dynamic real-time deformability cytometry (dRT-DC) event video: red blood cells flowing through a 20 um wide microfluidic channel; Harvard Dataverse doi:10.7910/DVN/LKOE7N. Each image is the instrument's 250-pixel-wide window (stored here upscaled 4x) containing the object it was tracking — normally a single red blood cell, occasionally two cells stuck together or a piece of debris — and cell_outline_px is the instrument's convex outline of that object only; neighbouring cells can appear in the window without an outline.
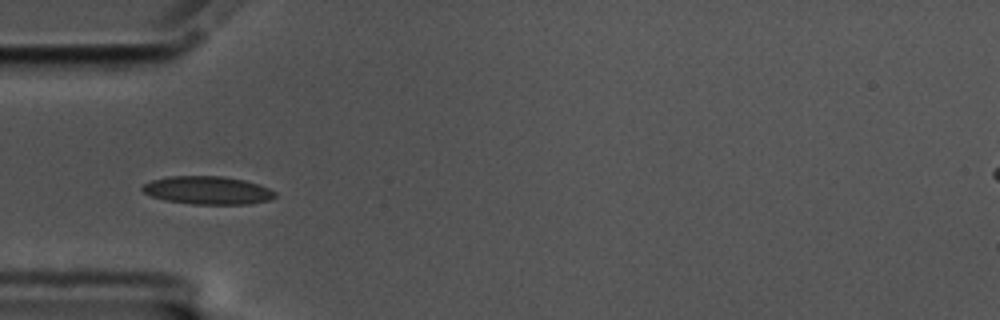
{"species": "common noctule bat (a hibernating species)", "species_latin": "Nyctalus noctula", "temperature_condition": "cold", "stored_images_in_passage": 28, "camera_frame_rate_fps": 3000, "um_per_image_px": 0.085, "animal": {"sex": "male", "body_mass_g": 17.5, "forearm_length_mm": 52.3}, "frame": {"image": 1, "passage_image": 1, "time_ms": 0.0, "image_size_px": [1000, 320], "cell_outline_px": [[276, 196], [268, 200], [248, 204], [192, 204], [164, 200], [152, 196], [144, 192], [140, 188], [144, 184], [152, 180], [168, 176], [224, 176], [244, 180], [268, 188], [276, 192]], "centroid_in_image_um": [17.63, 16.17], "position_along_channel_um": 67.4, "area_um2": 21.62}, "authors_computed_cell_mechanics": {"area_um2": 20.4612, "velocity_mm_per_s": 3.4504, "shape_relaxation_time_tau1_ms": 3.8601, "shape_relaxation_time_tau2_ms": 1.906, "deformation_change_tau1": 0.1386, "deformation_change_tau2": 0.0828}}